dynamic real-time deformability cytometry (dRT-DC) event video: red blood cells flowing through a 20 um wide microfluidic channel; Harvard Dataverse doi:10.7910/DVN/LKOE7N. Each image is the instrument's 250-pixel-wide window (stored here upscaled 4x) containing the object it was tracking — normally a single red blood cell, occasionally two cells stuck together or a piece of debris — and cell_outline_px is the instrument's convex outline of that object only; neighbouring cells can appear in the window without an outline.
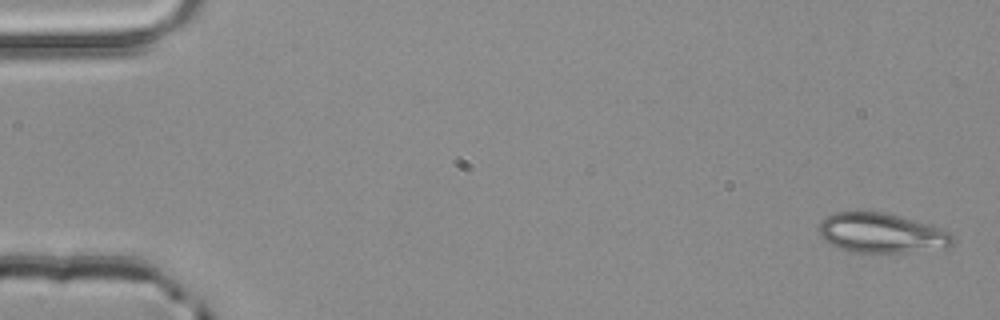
{"species": "common noctule bat (a hibernating species)", "species_latin": "Nyctalus noctula", "temperature_condition": "room temperature", "stored_images_in_passage": 3, "camera_frame_rate_fps": 3000, "um_per_image_px": 0.085, "animal": {"sex": "male", "body_mass_g": 20.4}, "frame": {"image": 1, "passage_image": 3, "time_ms": 0.667, "image_size_px": [1000, 320], "cell_outline_px": [[956, 236], [952, 244], [948, 248], [904, 252], [852, 252], [840, 248], [824, 240], [816, 228], [820, 220], [836, 212], [884, 212], [928, 224], [948, 232]], "centroid_in_image_um": [74.91, 19.81], "position_along_channel_um": 10.1, "area_um2": 30.87}}